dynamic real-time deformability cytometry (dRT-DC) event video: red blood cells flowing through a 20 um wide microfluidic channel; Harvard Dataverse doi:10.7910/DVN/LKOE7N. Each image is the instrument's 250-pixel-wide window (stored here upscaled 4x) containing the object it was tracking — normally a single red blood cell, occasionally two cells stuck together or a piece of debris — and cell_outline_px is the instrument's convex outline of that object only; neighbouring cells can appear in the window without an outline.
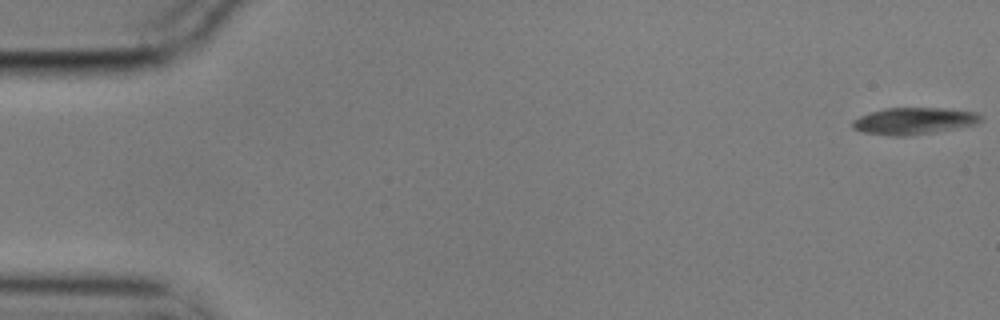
{"species": "common noctule bat (a hibernating species)", "species_latin": "Nyctalus noctula", "temperature_condition": "cold", "stored_images_in_passage": 9, "camera_frame_rate_fps": 3000, "um_per_image_px": 0.085, "animal": {"sex": "male", "body_mass_g": 17.9}, "frame": {"image": 1, "passage_image": 1, "time_ms": 0.0, "image_size_px": [1000, 320], "cell_outline_px": [[984, 120], [976, 124], [936, 132], [908, 136], [892, 136], [860, 132], [852, 128], [852, 120], [860, 116], [884, 108], [944, 108], [976, 112], [984, 116]], "centroid_in_image_um": [77.7, 10.29], "position_along_channel_um": 7.3, "area_um2": 20.29}}